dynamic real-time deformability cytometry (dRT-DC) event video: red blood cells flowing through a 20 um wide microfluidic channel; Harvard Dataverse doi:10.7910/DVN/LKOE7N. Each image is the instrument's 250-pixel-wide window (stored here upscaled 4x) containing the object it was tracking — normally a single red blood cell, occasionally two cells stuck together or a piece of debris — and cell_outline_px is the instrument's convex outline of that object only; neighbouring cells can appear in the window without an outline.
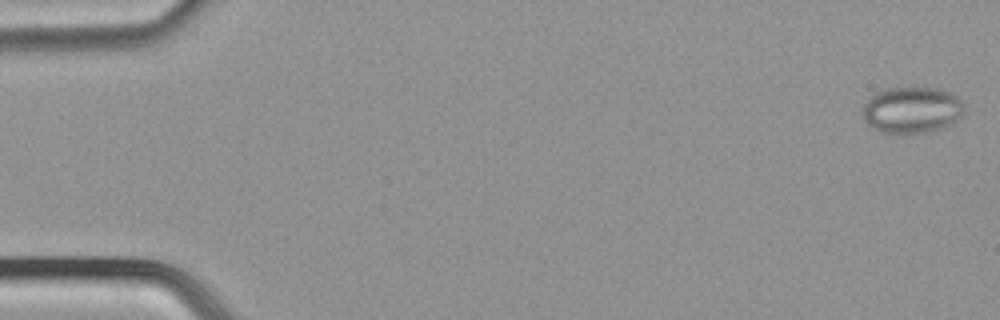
{"species": "common noctule bat (a hibernating species)", "species_latin": "Nyctalus noctula", "temperature_condition": "cold", "stored_images_in_passage": 51, "camera_frame_rate_fps": 3000, "um_per_image_px": 0.085, "animal": {"sex": "male", "body_mass_g": 21.5, "forearm_length_mm": 52.0}, "frame": {"image": 1, "passage_image": 1, "time_ms": 0.0, "image_size_px": [1000, 320], "cell_outline_px": [[964, 112], [956, 120], [940, 128], [924, 132], [880, 132], [868, 124], [864, 120], [864, 104], [868, 96], [884, 88], [908, 84], [916, 84], [940, 88], [956, 96], [964, 104]], "centroid_in_image_um": [77.49, 9.25], "position_along_channel_um": 7.5, "area_um2": 28.03}}
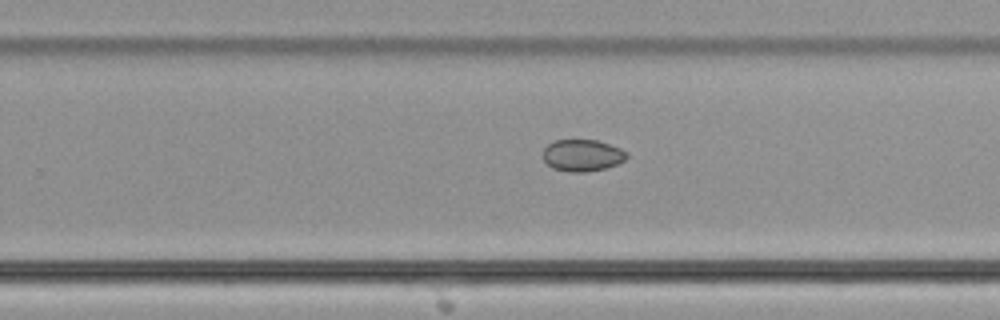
{"frame": {"image": 2, "passage_image": 32, "time_ms": 10.333, "image_size_px": [1000, 320], "cell_outline_px": [[628, 156], [624, 160], [616, 164], [604, 168], [584, 172], [568, 172], [552, 168], [544, 160], [544, 148], [548, 144], [556, 140], [596, 140], [620, 148], [628, 152]], "centroid_in_image_um": [49.5, 13.2], "position_along_channel_um": 280.3, "area_um2": 15.37}}
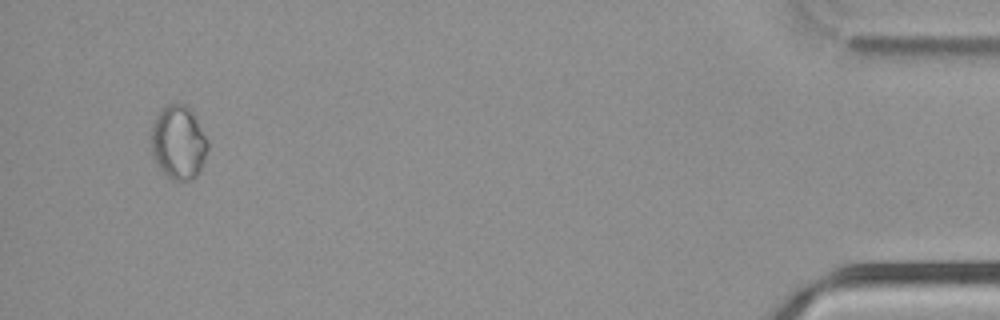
{"frame": {"image": 3, "passage_image": 48, "time_ms": 15.667, "image_size_px": [1000, 320], "cell_outline_px": [[208, 148], [200, 172], [196, 176], [188, 180], [172, 180], [164, 176], [156, 164], [152, 152], [152, 124], [156, 116], [168, 104], [184, 104], [192, 112], [208, 140]], "centroid_in_image_um": [15.17, 12.15], "position_along_channel_um": 420.0, "area_um2": 24.22}}